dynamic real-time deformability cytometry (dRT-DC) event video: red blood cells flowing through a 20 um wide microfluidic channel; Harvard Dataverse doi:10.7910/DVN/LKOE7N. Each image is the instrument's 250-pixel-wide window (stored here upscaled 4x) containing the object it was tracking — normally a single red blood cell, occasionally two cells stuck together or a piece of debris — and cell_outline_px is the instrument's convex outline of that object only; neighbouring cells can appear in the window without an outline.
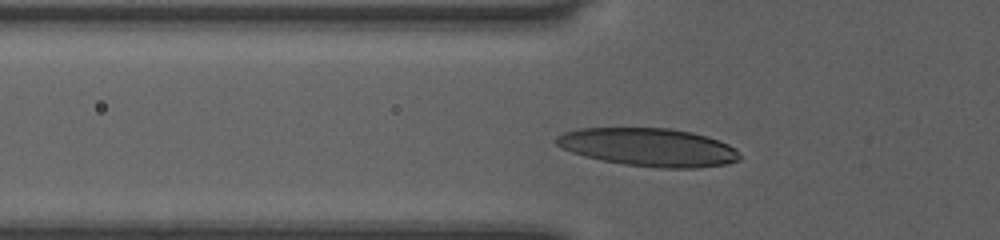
{"species": "human", "species_latin": "Homo sapiens", "temperature_condition": "room temperature", "stored_images_in_passage": 37, "camera_frame_rate_fps": 3000, "um_per_image_px": 0.085, "donor": {"sex": "female"}, "frame": {"image": 1, "passage_image": 10, "time_ms": 3.0, "image_size_px": [1000, 240], "cell_outline_px": [[740, 160], [724, 164], [696, 168], [660, 168], [624, 164], [584, 156], [560, 148], [552, 140], [556, 136], [564, 132], [580, 128], [672, 128], [692, 132], [708, 136], [720, 140], [736, 148], [740, 152]], "centroid_in_image_um": [55.14, 12.5], "position_along_channel_um": 70.7, "area_um2": 41.04}}
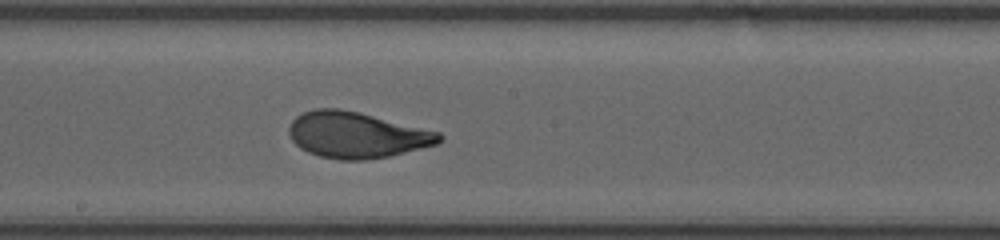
{"frame": {"image": 2, "passage_image": 21, "time_ms": 6.667, "image_size_px": [1000, 240], "cell_outline_px": [[444, 140], [436, 144], [388, 156], [364, 160], [340, 160], [320, 156], [308, 152], [300, 148], [292, 140], [288, 132], [288, 128], [292, 120], [296, 116], [304, 112], [316, 108], [340, 108], [360, 112], [440, 132], [444, 136]], "centroid_in_image_um": [30.3, 11.46], "position_along_channel_um": 217.9, "area_um2": 40.34}}
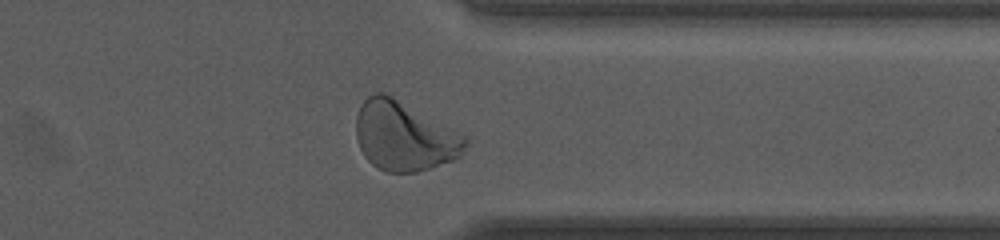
{"frame": {"image": 3, "passage_image": 33, "time_ms": 10.667, "image_size_px": [1000, 240], "cell_outline_px": [[468, 144], [464, 152], [460, 156], [452, 160], [416, 172], [388, 172], [372, 164], [364, 156], [360, 148], [356, 136], [356, 116], [364, 100], [368, 96], [376, 92], [384, 92], [392, 96], [468, 136]], "centroid_in_image_um": [34.38, 11.57], "position_along_channel_um": 377.0, "area_um2": 44.04}, "authors_computed_cell_mechanics": {"area_um2": 39.6508, "velocity_mm_per_s": 4.0269, "shape_relaxation_time_tau1_ms": 3.2663, "shape_relaxation_time_tau2_ms": null, "deformation_change_tau1": 0.1894, "deformation_change_tau2": null}}